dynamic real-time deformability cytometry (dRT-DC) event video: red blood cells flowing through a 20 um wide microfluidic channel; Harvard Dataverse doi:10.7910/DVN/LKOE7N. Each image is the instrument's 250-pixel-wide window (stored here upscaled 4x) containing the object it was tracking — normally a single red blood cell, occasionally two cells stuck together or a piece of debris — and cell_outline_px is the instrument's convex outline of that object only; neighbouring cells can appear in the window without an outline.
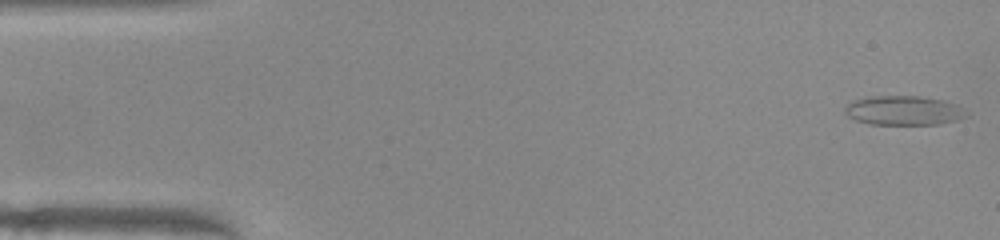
{"species": "common noctule bat (a hibernating species)", "species_latin": "Nyctalus noctula", "temperature_condition": "warm", "stored_images_in_passage": 50, "camera_frame_rate_fps": 3000, "um_per_image_px": 0.085, "animal": {"sex": "female", "body_mass_g": 22.0, "forearm_length_mm": 56.7}, "frame": {"image": 1, "passage_image": 1, "time_ms": 0.0, "image_size_px": [1000, 240], "cell_outline_px": [[968, 116], [956, 120], [940, 124], [868, 124], [856, 120], [848, 116], [844, 112], [844, 108], [852, 100], [864, 96], [920, 96], [944, 100], [956, 104]], "centroid_in_image_um": [76.75, 9.38], "position_along_channel_um": 8.2, "area_um2": 20.81}}
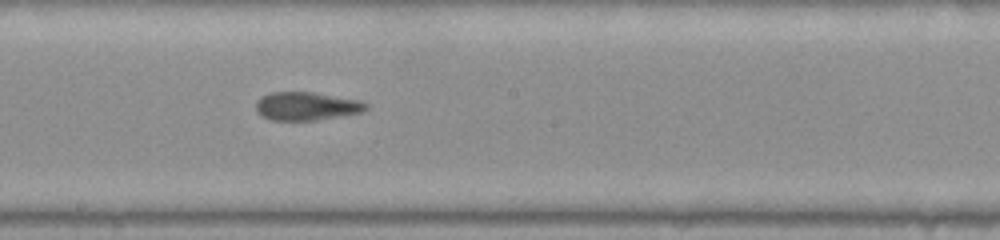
{"frame": {"image": 2, "passage_image": 27, "time_ms": 8.667, "image_size_px": [1000, 240], "cell_outline_px": [[368, 108], [364, 112], [316, 120], [272, 120], [256, 112], [256, 100], [272, 92], [312, 92], [360, 100], [368, 104]], "centroid_in_image_um": [26.08, 9.02], "position_along_channel_um": 222.1, "area_um2": 18.09}}
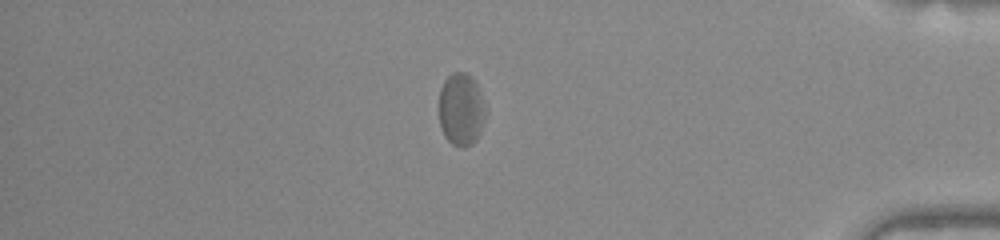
{"frame": {"image": 3, "passage_image": 43, "time_ms": 14.0, "image_size_px": [1000, 240], "cell_outline_px": [[484, 116], [480, 132], [476, 140], [472, 144], [464, 148], [460, 148], [452, 144], [444, 136], [440, 124], [440, 88], [444, 80], [452, 72], [464, 72], [476, 84], [480, 96], [484, 112]], "centroid_in_image_um": [39.15, 9.34], "position_along_channel_um": 396.0, "area_um2": 19.19}}